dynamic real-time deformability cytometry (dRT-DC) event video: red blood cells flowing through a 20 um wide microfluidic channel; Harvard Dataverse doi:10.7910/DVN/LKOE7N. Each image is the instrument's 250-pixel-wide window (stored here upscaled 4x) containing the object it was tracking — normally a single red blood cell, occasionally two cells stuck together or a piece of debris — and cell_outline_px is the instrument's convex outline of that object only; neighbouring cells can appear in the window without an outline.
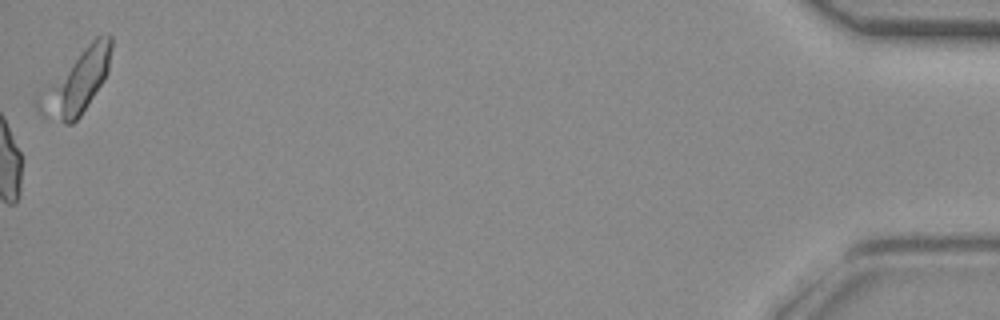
{"species": "common noctule bat (a hibernating species)", "species_latin": "Nyctalus noctula", "temperature_condition": "room temperature", "stored_images_in_passage": 47, "camera_frame_rate_fps": 3000, "um_per_image_px": 0.085, "animal": {"sex": "female", "body_mass_g": 29.2, "forearm_length_mm": 56.3}, "frame": {"image": 1, "passage_image": 47, "time_ms": 15.333, "image_size_px": [1000, 320], "cell_outline_px": [[112, 48], [108, 72], [104, 80], [80, 116], [72, 124], [64, 124], [44, 116], [36, 112], [36, 100], [84, 48], [96, 36], [108, 32], [112, 36]], "centroid_in_image_um": [6.57, 7.02], "position_along_channel_um": 428.6, "area_um2": 25.72}}